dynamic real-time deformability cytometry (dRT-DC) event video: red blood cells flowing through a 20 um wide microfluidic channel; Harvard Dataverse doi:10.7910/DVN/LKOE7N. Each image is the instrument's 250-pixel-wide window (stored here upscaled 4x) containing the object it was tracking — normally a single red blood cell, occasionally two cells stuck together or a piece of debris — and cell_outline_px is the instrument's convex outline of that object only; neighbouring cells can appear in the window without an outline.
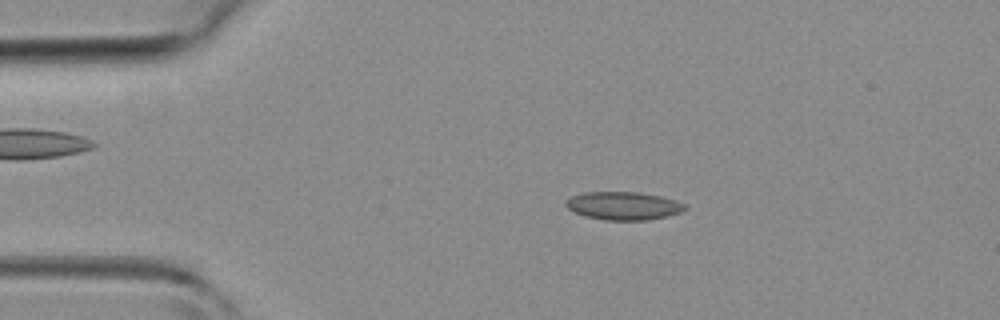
{"species": "common noctule bat (a hibernating species)", "species_latin": "Nyctalus noctula", "temperature_condition": "room temperature", "stored_images_in_passage": 42, "camera_frame_rate_fps": 3000, "um_per_image_px": 0.085, "animal": {"sex": "female", "body_mass_g": 19.3, "forearm_length_mm": 54.1}, "frame": {"image": 1, "passage_image": 6, "time_ms": 1.667, "image_size_px": [1000, 320], "cell_outline_px": [[688, 208], [680, 212], [668, 216], [648, 220], [604, 220], [584, 216], [568, 208], [564, 204], [564, 200], [572, 196], [584, 192], [640, 192], [660, 196], [676, 200], [684, 204]], "centroid_in_image_um": [52.99, 17.49], "position_along_channel_um": 32.0, "area_um2": 19.59}}
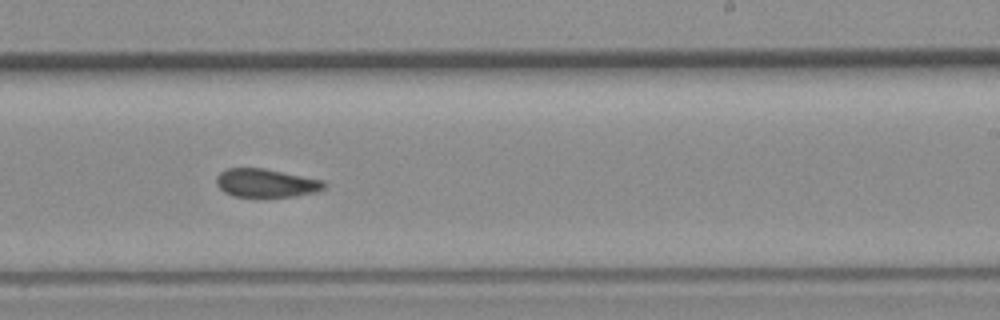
{"frame": {"image": 2, "passage_image": 24, "time_ms": 7.667, "image_size_px": [1000, 320], "cell_outline_px": [[328, 184], [324, 188], [316, 192], [296, 196], [232, 196], [224, 192], [216, 184], [216, 176], [220, 172], [228, 168], [264, 168], [324, 180]], "centroid_in_image_um": [22.63, 15.55], "position_along_channel_um": 266.4, "area_um2": 17.86}}
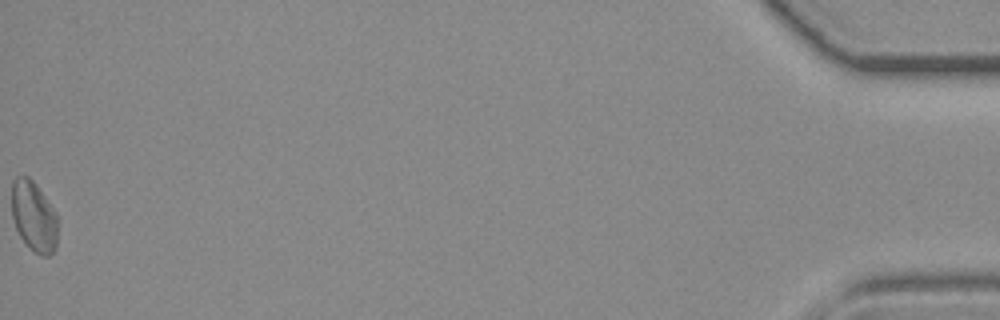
{"frame": {"image": 3, "passage_image": 42, "time_ms": 13.667, "image_size_px": [1000, 320], "cell_outline_px": [[56, 248], [48, 256], [40, 256], [20, 236], [16, 228], [12, 216], [12, 180], [16, 176], [28, 176], [36, 184], [44, 196], [56, 216]], "centroid_in_image_um": [2.84, 18.37], "position_along_channel_um": 432.4, "area_um2": 18.38}}